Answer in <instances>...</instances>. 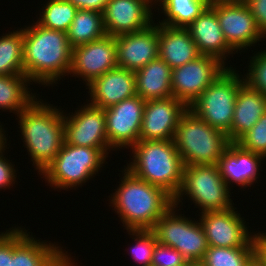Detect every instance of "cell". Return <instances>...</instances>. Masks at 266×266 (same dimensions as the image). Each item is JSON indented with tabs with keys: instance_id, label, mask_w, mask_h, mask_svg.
Wrapping results in <instances>:
<instances>
[{
	"instance_id": "1",
	"label": "cell",
	"mask_w": 266,
	"mask_h": 266,
	"mask_svg": "<svg viewBox=\"0 0 266 266\" xmlns=\"http://www.w3.org/2000/svg\"><path fill=\"white\" fill-rule=\"evenodd\" d=\"M31 25L23 27L24 75L44 87L58 84L71 68L72 48L67 33L37 22Z\"/></svg>"
},
{
	"instance_id": "2",
	"label": "cell",
	"mask_w": 266,
	"mask_h": 266,
	"mask_svg": "<svg viewBox=\"0 0 266 266\" xmlns=\"http://www.w3.org/2000/svg\"><path fill=\"white\" fill-rule=\"evenodd\" d=\"M120 184L109 196L124 229H152L156 221L172 206L173 198L160 187L149 184L127 168L122 171Z\"/></svg>"
},
{
	"instance_id": "3",
	"label": "cell",
	"mask_w": 266,
	"mask_h": 266,
	"mask_svg": "<svg viewBox=\"0 0 266 266\" xmlns=\"http://www.w3.org/2000/svg\"><path fill=\"white\" fill-rule=\"evenodd\" d=\"M44 102L36 98L17 115L23 146L39 175L57 156L65 141L64 110Z\"/></svg>"
},
{
	"instance_id": "4",
	"label": "cell",
	"mask_w": 266,
	"mask_h": 266,
	"mask_svg": "<svg viewBox=\"0 0 266 266\" xmlns=\"http://www.w3.org/2000/svg\"><path fill=\"white\" fill-rule=\"evenodd\" d=\"M130 150L133 156L124 167L174 198L181 188L185 166L174 141L139 140Z\"/></svg>"
},
{
	"instance_id": "5",
	"label": "cell",
	"mask_w": 266,
	"mask_h": 266,
	"mask_svg": "<svg viewBox=\"0 0 266 266\" xmlns=\"http://www.w3.org/2000/svg\"><path fill=\"white\" fill-rule=\"evenodd\" d=\"M185 166L217 164L230 141L191 110L181 116L173 138Z\"/></svg>"
},
{
	"instance_id": "6",
	"label": "cell",
	"mask_w": 266,
	"mask_h": 266,
	"mask_svg": "<svg viewBox=\"0 0 266 266\" xmlns=\"http://www.w3.org/2000/svg\"><path fill=\"white\" fill-rule=\"evenodd\" d=\"M106 158L98 148L70 145L64 141L57 156L40 175L55 190L76 189L102 170Z\"/></svg>"
},
{
	"instance_id": "7",
	"label": "cell",
	"mask_w": 266,
	"mask_h": 266,
	"mask_svg": "<svg viewBox=\"0 0 266 266\" xmlns=\"http://www.w3.org/2000/svg\"><path fill=\"white\" fill-rule=\"evenodd\" d=\"M231 66L188 107L208 125L224 131L230 142L235 100L245 81L244 76Z\"/></svg>"
},
{
	"instance_id": "8",
	"label": "cell",
	"mask_w": 266,
	"mask_h": 266,
	"mask_svg": "<svg viewBox=\"0 0 266 266\" xmlns=\"http://www.w3.org/2000/svg\"><path fill=\"white\" fill-rule=\"evenodd\" d=\"M230 191L216 164L184 166L182 185L173 204L178 207L186 196L199 208L200 214L227 210L235 205Z\"/></svg>"
},
{
	"instance_id": "9",
	"label": "cell",
	"mask_w": 266,
	"mask_h": 266,
	"mask_svg": "<svg viewBox=\"0 0 266 266\" xmlns=\"http://www.w3.org/2000/svg\"><path fill=\"white\" fill-rule=\"evenodd\" d=\"M177 210H181L180 206L172 204L151 230L157 242L178 250L188 263L200 262L209 247L203 227L199 220H192Z\"/></svg>"
},
{
	"instance_id": "10",
	"label": "cell",
	"mask_w": 266,
	"mask_h": 266,
	"mask_svg": "<svg viewBox=\"0 0 266 266\" xmlns=\"http://www.w3.org/2000/svg\"><path fill=\"white\" fill-rule=\"evenodd\" d=\"M228 68L217 58L201 55L172 69L173 97L189 107Z\"/></svg>"
},
{
	"instance_id": "11",
	"label": "cell",
	"mask_w": 266,
	"mask_h": 266,
	"mask_svg": "<svg viewBox=\"0 0 266 266\" xmlns=\"http://www.w3.org/2000/svg\"><path fill=\"white\" fill-rule=\"evenodd\" d=\"M236 211V207L227 210L202 213L199 221L211 247H255L257 231L248 230L246 219Z\"/></svg>"
},
{
	"instance_id": "12",
	"label": "cell",
	"mask_w": 266,
	"mask_h": 266,
	"mask_svg": "<svg viewBox=\"0 0 266 266\" xmlns=\"http://www.w3.org/2000/svg\"><path fill=\"white\" fill-rule=\"evenodd\" d=\"M71 113L65 115L64 112L65 142L75 146L98 148L108 157L113 149L107 140L104 109L87 102Z\"/></svg>"
},
{
	"instance_id": "13",
	"label": "cell",
	"mask_w": 266,
	"mask_h": 266,
	"mask_svg": "<svg viewBox=\"0 0 266 266\" xmlns=\"http://www.w3.org/2000/svg\"><path fill=\"white\" fill-rule=\"evenodd\" d=\"M145 104V100L135 95L104 109L107 140L114 151L129 150L140 140Z\"/></svg>"
},
{
	"instance_id": "14",
	"label": "cell",
	"mask_w": 266,
	"mask_h": 266,
	"mask_svg": "<svg viewBox=\"0 0 266 266\" xmlns=\"http://www.w3.org/2000/svg\"><path fill=\"white\" fill-rule=\"evenodd\" d=\"M209 6L216 12L225 40L235 53L265 39L245 3H211Z\"/></svg>"
},
{
	"instance_id": "15",
	"label": "cell",
	"mask_w": 266,
	"mask_h": 266,
	"mask_svg": "<svg viewBox=\"0 0 266 266\" xmlns=\"http://www.w3.org/2000/svg\"><path fill=\"white\" fill-rule=\"evenodd\" d=\"M118 67L115 37L106 35L101 39L72 49L69 75L82 78L90 84L109 70ZM72 74V75H71Z\"/></svg>"
},
{
	"instance_id": "16",
	"label": "cell",
	"mask_w": 266,
	"mask_h": 266,
	"mask_svg": "<svg viewBox=\"0 0 266 266\" xmlns=\"http://www.w3.org/2000/svg\"><path fill=\"white\" fill-rule=\"evenodd\" d=\"M154 0H108L103 11L107 35L119 36L145 29L154 21Z\"/></svg>"
},
{
	"instance_id": "17",
	"label": "cell",
	"mask_w": 266,
	"mask_h": 266,
	"mask_svg": "<svg viewBox=\"0 0 266 266\" xmlns=\"http://www.w3.org/2000/svg\"><path fill=\"white\" fill-rule=\"evenodd\" d=\"M188 107L172 97L147 100L140 140H173L181 116Z\"/></svg>"
},
{
	"instance_id": "18",
	"label": "cell",
	"mask_w": 266,
	"mask_h": 266,
	"mask_svg": "<svg viewBox=\"0 0 266 266\" xmlns=\"http://www.w3.org/2000/svg\"><path fill=\"white\" fill-rule=\"evenodd\" d=\"M118 67L133 72L158 58V22L133 33L115 36Z\"/></svg>"
},
{
	"instance_id": "19",
	"label": "cell",
	"mask_w": 266,
	"mask_h": 266,
	"mask_svg": "<svg viewBox=\"0 0 266 266\" xmlns=\"http://www.w3.org/2000/svg\"><path fill=\"white\" fill-rule=\"evenodd\" d=\"M27 231L10 227V266H51L65 251L63 246L37 240Z\"/></svg>"
},
{
	"instance_id": "20",
	"label": "cell",
	"mask_w": 266,
	"mask_h": 266,
	"mask_svg": "<svg viewBox=\"0 0 266 266\" xmlns=\"http://www.w3.org/2000/svg\"><path fill=\"white\" fill-rule=\"evenodd\" d=\"M264 159L262 155L246 150L236 142H230L216 165L229 189L233 187V183L243 189L256 184L261 163L263 164L261 161Z\"/></svg>"
},
{
	"instance_id": "21",
	"label": "cell",
	"mask_w": 266,
	"mask_h": 266,
	"mask_svg": "<svg viewBox=\"0 0 266 266\" xmlns=\"http://www.w3.org/2000/svg\"><path fill=\"white\" fill-rule=\"evenodd\" d=\"M90 105L106 109L136 95V77L131 70L116 67L86 86Z\"/></svg>"
},
{
	"instance_id": "22",
	"label": "cell",
	"mask_w": 266,
	"mask_h": 266,
	"mask_svg": "<svg viewBox=\"0 0 266 266\" xmlns=\"http://www.w3.org/2000/svg\"><path fill=\"white\" fill-rule=\"evenodd\" d=\"M186 29L189 31L201 55L217 58L225 65H228L226 64V57L230 54H236L227 44L216 12L210 6Z\"/></svg>"
},
{
	"instance_id": "23",
	"label": "cell",
	"mask_w": 266,
	"mask_h": 266,
	"mask_svg": "<svg viewBox=\"0 0 266 266\" xmlns=\"http://www.w3.org/2000/svg\"><path fill=\"white\" fill-rule=\"evenodd\" d=\"M266 113V96L245 81L235 100L231 125V142H237Z\"/></svg>"
},
{
	"instance_id": "24",
	"label": "cell",
	"mask_w": 266,
	"mask_h": 266,
	"mask_svg": "<svg viewBox=\"0 0 266 266\" xmlns=\"http://www.w3.org/2000/svg\"><path fill=\"white\" fill-rule=\"evenodd\" d=\"M158 57L171 69L183 66L201 56L186 28H173L158 24Z\"/></svg>"
},
{
	"instance_id": "25",
	"label": "cell",
	"mask_w": 266,
	"mask_h": 266,
	"mask_svg": "<svg viewBox=\"0 0 266 266\" xmlns=\"http://www.w3.org/2000/svg\"><path fill=\"white\" fill-rule=\"evenodd\" d=\"M134 73L136 77V95L143 100L173 96L171 88L172 69L159 57Z\"/></svg>"
},
{
	"instance_id": "26",
	"label": "cell",
	"mask_w": 266,
	"mask_h": 266,
	"mask_svg": "<svg viewBox=\"0 0 266 266\" xmlns=\"http://www.w3.org/2000/svg\"><path fill=\"white\" fill-rule=\"evenodd\" d=\"M31 83L25 75H0V110L18 115L28 107L39 97L30 91Z\"/></svg>"
},
{
	"instance_id": "27",
	"label": "cell",
	"mask_w": 266,
	"mask_h": 266,
	"mask_svg": "<svg viewBox=\"0 0 266 266\" xmlns=\"http://www.w3.org/2000/svg\"><path fill=\"white\" fill-rule=\"evenodd\" d=\"M154 5H158V12L161 10L166 18L159 20V24L187 28L210 3L209 0H154Z\"/></svg>"
},
{
	"instance_id": "28",
	"label": "cell",
	"mask_w": 266,
	"mask_h": 266,
	"mask_svg": "<svg viewBox=\"0 0 266 266\" xmlns=\"http://www.w3.org/2000/svg\"><path fill=\"white\" fill-rule=\"evenodd\" d=\"M107 33L104 27L103 13L78 9L67 31L71 48L101 39Z\"/></svg>"
},
{
	"instance_id": "29",
	"label": "cell",
	"mask_w": 266,
	"mask_h": 266,
	"mask_svg": "<svg viewBox=\"0 0 266 266\" xmlns=\"http://www.w3.org/2000/svg\"><path fill=\"white\" fill-rule=\"evenodd\" d=\"M0 75H24L22 27L0 37Z\"/></svg>"
},
{
	"instance_id": "30",
	"label": "cell",
	"mask_w": 266,
	"mask_h": 266,
	"mask_svg": "<svg viewBox=\"0 0 266 266\" xmlns=\"http://www.w3.org/2000/svg\"><path fill=\"white\" fill-rule=\"evenodd\" d=\"M258 259L255 247H211L203 259L204 266H251Z\"/></svg>"
},
{
	"instance_id": "31",
	"label": "cell",
	"mask_w": 266,
	"mask_h": 266,
	"mask_svg": "<svg viewBox=\"0 0 266 266\" xmlns=\"http://www.w3.org/2000/svg\"><path fill=\"white\" fill-rule=\"evenodd\" d=\"M39 19L36 21L39 25L67 33L70 25L75 18L78 8L68 0H48L42 6Z\"/></svg>"
},
{
	"instance_id": "32",
	"label": "cell",
	"mask_w": 266,
	"mask_h": 266,
	"mask_svg": "<svg viewBox=\"0 0 266 266\" xmlns=\"http://www.w3.org/2000/svg\"><path fill=\"white\" fill-rule=\"evenodd\" d=\"M135 244L130 246V257L137 266H151L153 250L157 243L156 235L151 229L127 230ZM139 264V265H138Z\"/></svg>"
},
{
	"instance_id": "33",
	"label": "cell",
	"mask_w": 266,
	"mask_h": 266,
	"mask_svg": "<svg viewBox=\"0 0 266 266\" xmlns=\"http://www.w3.org/2000/svg\"><path fill=\"white\" fill-rule=\"evenodd\" d=\"M261 51V52H260ZM255 51L244 75L245 82L266 96V50Z\"/></svg>"
},
{
	"instance_id": "34",
	"label": "cell",
	"mask_w": 266,
	"mask_h": 266,
	"mask_svg": "<svg viewBox=\"0 0 266 266\" xmlns=\"http://www.w3.org/2000/svg\"><path fill=\"white\" fill-rule=\"evenodd\" d=\"M236 143L242 148L266 158V113Z\"/></svg>"
},
{
	"instance_id": "35",
	"label": "cell",
	"mask_w": 266,
	"mask_h": 266,
	"mask_svg": "<svg viewBox=\"0 0 266 266\" xmlns=\"http://www.w3.org/2000/svg\"><path fill=\"white\" fill-rule=\"evenodd\" d=\"M187 264V260L175 248L159 242L155 244L151 266H186Z\"/></svg>"
},
{
	"instance_id": "36",
	"label": "cell",
	"mask_w": 266,
	"mask_h": 266,
	"mask_svg": "<svg viewBox=\"0 0 266 266\" xmlns=\"http://www.w3.org/2000/svg\"><path fill=\"white\" fill-rule=\"evenodd\" d=\"M7 145L0 149V189L6 190L8 187H13L17 177V171L14 169V164L10 162L6 156H4ZM16 174V175H15Z\"/></svg>"
},
{
	"instance_id": "37",
	"label": "cell",
	"mask_w": 266,
	"mask_h": 266,
	"mask_svg": "<svg viewBox=\"0 0 266 266\" xmlns=\"http://www.w3.org/2000/svg\"><path fill=\"white\" fill-rule=\"evenodd\" d=\"M245 4L255 18L260 33L266 38V0H246Z\"/></svg>"
},
{
	"instance_id": "38",
	"label": "cell",
	"mask_w": 266,
	"mask_h": 266,
	"mask_svg": "<svg viewBox=\"0 0 266 266\" xmlns=\"http://www.w3.org/2000/svg\"><path fill=\"white\" fill-rule=\"evenodd\" d=\"M0 266H10V228L0 232Z\"/></svg>"
},
{
	"instance_id": "39",
	"label": "cell",
	"mask_w": 266,
	"mask_h": 266,
	"mask_svg": "<svg viewBox=\"0 0 266 266\" xmlns=\"http://www.w3.org/2000/svg\"><path fill=\"white\" fill-rule=\"evenodd\" d=\"M78 9H86L103 13L108 0H68Z\"/></svg>"
},
{
	"instance_id": "40",
	"label": "cell",
	"mask_w": 266,
	"mask_h": 266,
	"mask_svg": "<svg viewBox=\"0 0 266 266\" xmlns=\"http://www.w3.org/2000/svg\"><path fill=\"white\" fill-rule=\"evenodd\" d=\"M255 249L258 259L266 266V232L260 231L256 235Z\"/></svg>"
},
{
	"instance_id": "41",
	"label": "cell",
	"mask_w": 266,
	"mask_h": 266,
	"mask_svg": "<svg viewBox=\"0 0 266 266\" xmlns=\"http://www.w3.org/2000/svg\"><path fill=\"white\" fill-rule=\"evenodd\" d=\"M70 256L71 254L65 250L51 266H77V262L74 261L75 258Z\"/></svg>"
},
{
	"instance_id": "42",
	"label": "cell",
	"mask_w": 266,
	"mask_h": 266,
	"mask_svg": "<svg viewBox=\"0 0 266 266\" xmlns=\"http://www.w3.org/2000/svg\"><path fill=\"white\" fill-rule=\"evenodd\" d=\"M0 124H1V122H0ZM3 127L4 126L1 124L0 125V149L2 147H4L7 144V141H8V139L6 137V134H5L6 131L4 130Z\"/></svg>"
},
{
	"instance_id": "43",
	"label": "cell",
	"mask_w": 266,
	"mask_h": 266,
	"mask_svg": "<svg viewBox=\"0 0 266 266\" xmlns=\"http://www.w3.org/2000/svg\"><path fill=\"white\" fill-rule=\"evenodd\" d=\"M246 0H209V3H245Z\"/></svg>"
},
{
	"instance_id": "44",
	"label": "cell",
	"mask_w": 266,
	"mask_h": 266,
	"mask_svg": "<svg viewBox=\"0 0 266 266\" xmlns=\"http://www.w3.org/2000/svg\"><path fill=\"white\" fill-rule=\"evenodd\" d=\"M186 266H204L201 262H191L188 263Z\"/></svg>"
},
{
	"instance_id": "45",
	"label": "cell",
	"mask_w": 266,
	"mask_h": 266,
	"mask_svg": "<svg viewBox=\"0 0 266 266\" xmlns=\"http://www.w3.org/2000/svg\"><path fill=\"white\" fill-rule=\"evenodd\" d=\"M251 266H264V265L259 259H257Z\"/></svg>"
}]
</instances>
